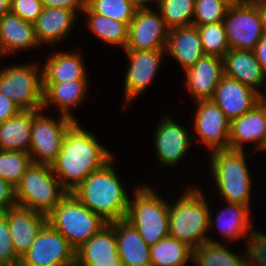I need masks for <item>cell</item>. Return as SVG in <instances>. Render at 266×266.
Returning a JSON list of instances; mask_svg holds the SVG:
<instances>
[{"instance_id":"38","label":"cell","mask_w":266,"mask_h":266,"mask_svg":"<svg viewBox=\"0 0 266 266\" xmlns=\"http://www.w3.org/2000/svg\"><path fill=\"white\" fill-rule=\"evenodd\" d=\"M243 244L248 266H266V233L253 228Z\"/></svg>"},{"instance_id":"31","label":"cell","mask_w":266,"mask_h":266,"mask_svg":"<svg viewBox=\"0 0 266 266\" xmlns=\"http://www.w3.org/2000/svg\"><path fill=\"white\" fill-rule=\"evenodd\" d=\"M229 247V244L206 241L193 250L192 265L248 266L244 247L242 249L243 252L238 250V253L235 249H230Z\"/></svg>"},{"instance_id":"6","label":"cell","mask_w":266,"mask_h":266,"mask_svg":"<svg viewBox=\"0 0 266 266\" xmlns=\"http://www.w3.org/2000/svg\"><path fill=\"white\" fill-rule=\"evenodd\" d=\"M48 164L31 163L15 187L17 206L48 215L67 195Z\"/></svg>"},{"instance_id":"48","label":"cell","mask_w":266,"mask_h":266,"mask_svg":"<svg viewBox=\"0 0 266 266\" xmlns=\"http://www.w3.org/2000/svg\"><path fill=\"white\" fill-rule=\"evenodd\" d=\"M259 102L266 107V82L263 89L259 93Z\"/></svg>"},{"instance_id":"40","label":"cell","mask_w":266,"mask_h":266,"mask_svg":"<svg viewBox=\"0 0 266 266\" xmlns=\"http://www.w3.org/2000/svg\"><path fill=\"white\" fill-rule=\"evenodd\" d=\"M43 7L41 0H11L10 2V12L32 24L42 13Z\"/></svg>"},{"instance_id":"21","label":"cell","mask_w":266,"mask_h":266,"mask_svg":"<svg viewBox=\"0 0 266 266\" xmlns=\"http://www.w3.org/2000/svg\"><path fill=\"white\" fill-rule=\"evenodd\" d=\"M78 19L79 15L72 10L43 7L42 13L34 23L37 42L41 47L47 45L56 48V45H61L65 39L69 40V34L75 30L73 28Z\"/></svg>"},{"instance_id":"5","label":"cell","mask_w":266,"mask_h":266,"mask_svg":"<svg viewBox=\"0 0 266 266\" xmlns=\"http://www.w3.org/2000/svg\"><path fill=\"white\" fill-rule=\"evenodd\" d=\"M132 192L133 199L130 195L125 219L138 230L143 240L151 247L169 236L168 194L163 198V195L145 181L135 185Z\"/></svg>"},{"instance_id":"32","label":"cell","mask_w":266,"mask_h":266,"mask_svg":"<svg viewBox=\"0 0 266 266\" xmlns=\"http://www.w3.org/2000/svg\"><path fill=\"white\" fill-rule=\"evenodd\" d=\"M192 260L193 249L171 236L150 247L151 266H189Z\"/></svg>"},{"instance_id":"18","label":"cell","mask_w":266,"mask_h":266,"mask_svg":"<svg viewBox=\"0 0 266 266\" xmlns=\"http://www.w3.org/2000/svg\"><path fill=\"white\" fill-rule=\"evenodd\" d=\"M89 82L90 79H74L62 83H43L42 109L48 112V109L50 111L54 106L59 114L77 121L74 110L85 104L89 97L87 96L91 87Z\"/></svg>"},{"instance_id":"29","label":"cell","mask_w":266,"mask_h":266,"mask_svg":"<svg viewBox=\"0 0 266 266\" xmlns=\"http://www.w3.org/2000/svg\"><path fill=\"white\" fill-rule=\"evenodd\" d=\"M31 127L32 110H20L0 123V150L29 153Z\"/></svg>"},{"instance_id":"10","label":"cell","mask_w":266,"mask_h":266,"mask_svg":"<svg viewBox=\"0 0 266 266\" xmlns=\"http://www.w3.org/2000/svg\"><path fill=\"white\" fill-rule=\"evenodd\" d=\"M229 49L253 51L266 32L258 5L253 0H236L225 19Z\"/></svg>"},{"instance_id":"12","label":"cell","mask_w":266,"mask_h":266,"mask_svg":"<svg viewBox=\"0 0 266 266\" xmlns=\"http://www.w3.org/2000/svg\"><path fill=\"white\" fill-rule=\"evenodd\" d=\"M172 113L164 111V114H160V116L162 115L161 119L155 126L154 138L152 137L155 146V151H153L156 155L155 159L161 167H166V169L170 167L173 169L176 165H181L183 158L186 159L185 156L191 153L189 150L192 146V138L188 131L190 129H186L178 121L176 122Z\"/></svg>"},{"instance_id":"44","label":"cell","mask_w":266,"mask_h":266,"mask_svg":"<svg viewBox=\"0 0 266 266\" xmlns=\"http://www.w3.org/2000/svg\"><path fill=\"white\" fill-rule=\"evenodd\" d=\"M263 72L266 74V32L253 50Z\"/></svg>"},{"instance_id":"7","label":"cell","mask_w":266,"mask_h":266,"mask_svg":"<svg viewBox=\"0 0 266 266\" xmlns=\"http://www.w3.org/2000/svg\"><path fill=\"white\" fill-rule=\"evenodd\" d=\"M47 222L76 250L108 223L81 203L72 193L47 215Z\"/></svg>"},{"instance_id":"13","label":"cell","mask_w":266,"mask_h":266,"mask_svg":"<svg viewBox=\"0 0 266 266\" xmlns=\"http://www.w3.org/2000/svg\"><path fill=\"white\" fill-rule=\"evenodd\" d=\"M19 266H75V249L47 222Z\"/></svg>"},{"instance_id":"15","label":"cell","mask_w":266,"mask_h":266,"mask_svg":"<svg viewBox=\"0 0 266 266\" xmlns=\"http://www.w3.org/2000/svg\"><path fill=\"white\" fill-rule=\"evenodd\" d=\"M169 28L155 7L137 9L128 27L124 50H165Z\"/></svg>"},{"instance_id":"34","label":"cell","mask_w":266,"mask_h":266,"mask_svg":"<svg viewBox=\"0 0 266 266\" xmlns=\"http://www.w3.org/2000/svg\"><path fill=\"white\" fill-rule=\"evenodd\" d=\"M205 55L224 58L229 51L228 38L223 22L197 26Z\"/></svg>"},{"instance_id":"28","label":"cell","mask_w":266,"mask_h":266,"mask_svg":"<svg viewBox=\"0 0 266 266\" xmlns=\"http://www.w3.org/2000/svg\"><path fill=\"white\" fill-rule=\"evenodd\" d=\"M166 56L171 55L184 71L204 56L197 26L189 25L169 29Z\"/></svg>"},{"instance_id":"45","label":"cell","mask_w":266,"mask_h":266,"mask_svg":"<svg viewBox=\"0 0 266 266\" xmlns=\"http://www.w3.org/2000/svg\"><path fill=\"white\" fill-rule=\"evenodd\" d=\"M127 1L130 2L132 5H134L137 9L153 8L152 5L156 4V0H127Z\"/></svg>"},{"instance_id":"11","label":"cell","mask_w":266,"mask_h":266,"mask_svg":"<svg viewBox=\"0 0 266 266\" xmlns=\"http://www.w3.org/2000/svg\"><path fill=\"white\" fill-rule=\"evenodd\" d=\"M128 58L127 70L124 74V94L123 106L125 110L129 104L133 103L143 95L144 91L152 85L154 78L157 77L159 68L162 66L166 56L165 50L138 51L123 50ZM131 102V103H130Z\"/></svg>"},{"instance_id":"14","label":"cell","mask_w":266,"mask_h":266,"mask_svg":"<svg viewBox=\"0 0 266 266\" xmlns=\"http://www.w3.org/2000/svg\"><path fill=\"white\" fill-rule=\"evenodd\" d=\"M196 106L191 126L196 133V141L209 150L229 149L230 120L211 99L196 100ZM197 136V137H196Z\"/></svg>"},{"instance_id":"23","label":"cell","mask_w":266,"mask_h":266,"mask_svg":"<svg viewBox=\"0 0 266 266\" xmlns=\"http://www.w3.org/2000/svg\"><path fill=\"white\" fill-rule=\"evenodd\" d=\"M231 121L259 103V93L235 79L222 76L211 98Z\"/></svg>"},{"instance_id":"26","label":"cell","mask_w":266,"mask_h":266,"mask_svg":"<svg viewBox=\"0 0 266 266\" xmlns=\"http://www.w3.org/2000/svg\"><path fill=\"white\" fill-rule=\"evenodd\" d=\"M224 75L253 88L260 93L266 82V74L253 51L229 49L223 58Z\"/></svg>"},{"instance_id":"9","label":"cell","mask_w":266,"mask_h":266,"mask_svg":"<svg viewBox=\"0 0 266 266\" xmlns=\"http://www.w3.org/2000/svg\"><path fill=\"white\" fill-rule=\"evenodd\" d=\"M47 111L32 110L31 142L29 155L32 163L50 165L58 156L66 129L74 122L59 114L49 116Z\"/></svg>"},{"instance_id":"33","label":"cell","mask_w":266,"mask_h":266,"mask_svg":"<svg viewBox=\"0 0 266 266\" xmlns=\"http://www.w3.org/2000/svg\"><path fill=\"white\" fill-rule=\"evenodd\" d=\"M154 6L169 29L192 25L195 0H156Z\"/></svg>"},{"instance_id":"41","label":"cell","mask_w":266,"mask_h":266,"mask_svg":"<svg viewBox=\"0 0 266 266\" xmlns=\"http://www.w3.org/2000/svg\"><path fill=\"white\" fill-rule=\"evenodd\" d=\"M17 206L15 199V187L9 182L0 178V214L9 208Z\"/></svg>"},{"instance_id":"8","label":"cell","mask_w":266,"mask_h":266,"mask_svg":"<svg viewBox=\"0 0 266 266\" xmlns=\"http://www.w3.org/2000/svg\"><path fill=\"white\" fill-rule=\"evenodd\" d=\"M38 60L0 67V93L21 110H41L43 106V70Z\"/></svg>"},{"instance_id":"35","label":"cell","mask_w":266,"mask_h":266,"mask_svg":"<svg viewBox=\"0 0 266 266\" xmlns=\"http://www.w3.org/2000/svg\"><path fill=\"white\" fill-rule=\"evenodd\" d=\"M31 163L29 153L0 150V178L16 187Z\"/></svg>"},{"instance_id":"27","label":"cell","mask_w":266,"mask_h":266,"mask_svg":"<svg viewBox=\"0 0 266 266\" xmlns=\"http://www.w3.org/2000/svg\"><path fill=\"white\" fill-rule=\"evenodd\" d=\"M115 231L117 249L123 266H151L150 246L126 219L109 223Z\"/></svg>"},{"instance_id":"30","label":"cell","mask_w":266,"mask_h":266,"mask_svg":"<svg viewBox=\"0 0 266 266\" xmlns=\"http://www.w3.org/2000/svg\"><path fill=\"white\" fill-rule=\"evenodd\" d=\"M86 28L103 44L124 50L128 41V25L94 13L87 5L82 12Z\"/></svg>"},{"instance_id":"47","label":"cell","mask_w":266,"mask_h":266,"mask_svg":"<svg viewBox=\"0 0 266 266\" xmlns=\"http://www.w3.org/2000/svg\"><path fill=\"white\" fill-rule=\"evenodd\" d=\"M10 2L11 0H0V16L10 12Z\"/></svg>"},{"instance_id":"25","label":"cell","mask_w":266,"mask_h":266,"mask_svg":"<svg viewBox=\"0 0 266 266\" xmlns=\"http://www.w3.org/2000/svg\"><path fill=\"white\" fill-rule=\"evenodd\" d=\"M4 214L7 217L13 247L21 258L47 223V215L20 206L9 208Z\"/></svg>"},{"instance_id":"42","label":"cell","mask_w":266,"mask_h":266,"mask_svg":"<svg viewBox=\"0 0 266 266\" xmlns=\"http://www.w3.org/2000/svg\"><path fill=\"white\" fill-rule=\"evenodd\" d=\"M44 7L64 8L76 12L82 16V12L86 5V0H41Z\"/></svg>"},{"instance_id":"46","label":"cell","mask_w":266,"mask_h":266,"mask_svg":"<svg viewBox=\"0 0 266 266\" xmlns=\"http://www.w3.org/2000/svg\"><path fill=\"white\" fill-rule=\"evenodd\" d=\"M253 1L258 5V8L263 18L264 27L266 29V0H253Z\"/></svg>"},{"instance_id":"2","label":"cell","mask_w":266,"mask_h":266,"mask_svg":"<svg viewBox=\"0 0 266 266\" xmlns=\"http://www.w3.org/2000/svg\"><path fill=\"white\" fill-rule=\"evenodd\" d=\"M114 156L100 169L92 172L71 193L88 209L101 216L107 223L125 219L130 193L121 181L114 166Z\"/></svg>"},{"instance_id":"37","label":"cell","mask_w":266,"mask_h":266,"mask_svg":"<svg viewBox=\"0 0 266 266\" xmlns=\"http://www.w3.org/2000/svg\"><path fill=\"white\" fill-rule=\"evenodd\" d=\"M236 0H195L192 25L223 22L229 6Z\"/></svg>"},{"instance_id":"22","label":"cell","mask_w":266,"mask_h":266,"mask_svg":"<svg viewBox=\"0 0 266 266\" xmlns=\"http://www.w3.org/2000/svg\"><path fill=\"white\" fill-rule=\"evenodd\" d=\"M40 48L42 47L37 42L34 24L11 12L0 16V59Z\"/></svg>"},{"instance_id":"24","label":"cell","mask_w":266,"mask_h":266,"mask_svg":"<svg viewBox=\"0 0 266 266\" xmlns=\"http://www.w3.org/2000/svg\"><path fill=\"white\" fill-rule=\"evenodd\" d=\"M52 50L50 54H44L46 58L42 65L43 83H62L74 79L91 78L87 72L85 55L79 47L78 50L61 51L55 47Z\"/></svg>"},{"instance_id":"36","label":"cell","mask_w":266,"mask_h":266,"mask_svg":"<svg viewBox=\"0 0 266 266\" xmlns=\"http://www.w3.org/2000/svg\"><path fill=\"white\" fill-rule=\"evenodd\" d=\"M86 5L96 14L124 22L128 26L137 8L127 0H86Z\"/></svg>"},{"instance_id":"20","label":"cell","mask_w":266,"mask_h":266,"mask_svg":"<svg viewBox=\"0 0 266 266\" xmlns=\"http://www.w3.org/2000/svg\"><path fill=\"white\" fill-rule=\"evenodd\" d=\"M184 86L194 101L213 97L220 79L224 75L223 59L204 55L193 66L183 71Z\"/></svg>"},{"instance_id":"19","label":"cell","mask_w":266,"mask_h":266,"mask_svg":"<svg viewBox=\"0 0 266 266\" xmlns=\"http://www.w3.org/2000/svg\"><path fill=\"white\" fill-rule=\"evenodd\" d=\"M75 266H123L109 223L75 250Z\"/></svg>"},{"instance_id":"17","label":"cell","mask_w":266,"mask_h":266,"mask_svg":"<svg viewBox=\"0 0 266 266\" xmlns=\"http://www.w3.org/2000/svg\"><path fill=\"white\" fill-rule=\"evenodd\" d=\"M246 144L247 148L250 146L252 155L266 150V107L260 102L241 117L230 121L229 149L246 150Z\"/></svg>"},{"instance_id":"39","label":"cell","mask_w":266,"mask_h":266,"mask_svg":"<svg viewBox=\"0 0 266 266\" xmlns=\"http://www.w3.org/2000/svg\"><path fill=\"white\" fill-rule=\"evenodd\" d=\"M20 259L10 239L7 217L0 214V266H19Z\"/></svg>"},{"instance_id":"4","label":"cell","mask_w":266,"mask_h":266,"mask_svg":"<svg viewBox=\"0 0 266 266\" xmlns=\"http://www.w3.org/2000/svg\"><path fill=\"white\" fill-rule=\"evenodd\" d=\"M247 151L223 149L208 153V169L213 180L211 184L215 185V188H211L218 193L213 200L221 198L222 202L243 204L253 208L251 201L254 198L251 196L255 193L251 190L255 183L251 168L248 167V159L251 157H248L250 153Z\"/></svg>"},{"instance_id":"43","label":"cell","mask_w":266,"mask_h":266,"mask_svg":"<svg viewBox=\"0 0 266 266\" xmlns=\"http://www.w3.org/2000/svg\"><path fill=\"white\" fill-rule=\"evenodd\" d=\"M21 109L9 98L0 93V123L16 115Z\"/></svg>"},{"instance_id":"3","label":"cell","mask_w":266,"mask_h":266,"mask_svg":"<svg viewBox=\"0 0 266 266\" xmlns=\"http://www.w3.org/2000/svg\"><path fill=\"white\" fill-rule=\"evenodd\" d=\"M198 185L190 182L185 184V189L182 186L181 193L169 200L168 208L169 236L186 243L193 250L209 241L211 234L208 196Z\"/></svg>"},{"instance_id":"16","label":"cell","mask_w":266,"mask_h":266,"mask_svg":"<svg viewBox=\"0 0 266 266\" xmlns=\"http://www.w3.org/2000/svg\"><path fill=\"white\" fill-rule=\"evenodd\" d=\"M212 203L213 202L209 200V231L215 232L217 230L218 236L220 237L219 239L221 240L217 237L215 238L214 235H210L208 236L209 241L221 244H225V242L228 244L230 242V244H232L238 241V239H244L243 242L245 243L248 235L253 230L254 226H256L252 223V208H248L243 204L223 202L226 203V205L222 206L220 209L218 208L216 210L218 212H216L211 208L212 205L214 206ZM214 228L216 229L214 230Z\"/></svg>"},{"instance_id":"1","label":"cell","mask_w":266,"mask_h":266,"mask_svg":"<svg viewBox=\"0 0 266 266\" xmlns=\"http://www.w3.org/2000/svg\"><path fill=\"white\" fill-rule=\"evenodd\" d=\"M83 126L77 120L66 129L61 150L50 164L68 193L114 157V153L99 142L97 134Z\"/></svg>"}]
</instances>
